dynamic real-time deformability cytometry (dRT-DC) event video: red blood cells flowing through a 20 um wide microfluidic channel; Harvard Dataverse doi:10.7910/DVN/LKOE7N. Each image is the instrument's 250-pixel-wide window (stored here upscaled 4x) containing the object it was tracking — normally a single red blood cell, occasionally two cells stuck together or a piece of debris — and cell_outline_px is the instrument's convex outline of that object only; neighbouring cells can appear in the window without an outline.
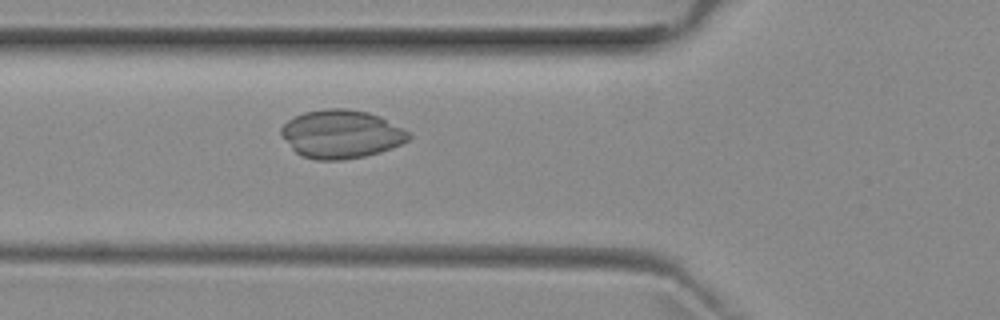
{"species": "common noctule bat (a hibernating species)", "species_latin": "Nyctalus noctula", "temperature_condition": "room temperature", "stored_images_in_passage": 53, "camera_frame_rate_fps": 3000, "um_per_image_px": 0.085, "animal": {"sex": "female", "body_mass_g": 29.2, "forearm_length_mm": 56.3}, "frame": {"image": 1, "passage_image": 19, "time_ms": 6.0, "image_size_px": [1000, 320], "cell_outline_px": [[412, 136], [408, 140], [392, 148], [380, 152], [364, 156], [340, 160], [316, 160], [304, 156], [296, 152], [280, 136], [280, 128], [288, 120], [304, 112], [324, 108], [348, 108], [368, 112], [380, 116], [404, 128]], "centroid_in_image_um": [29.0, 11.38], "position_along_channel_um": 96.8, "area_um2": 36.07}}
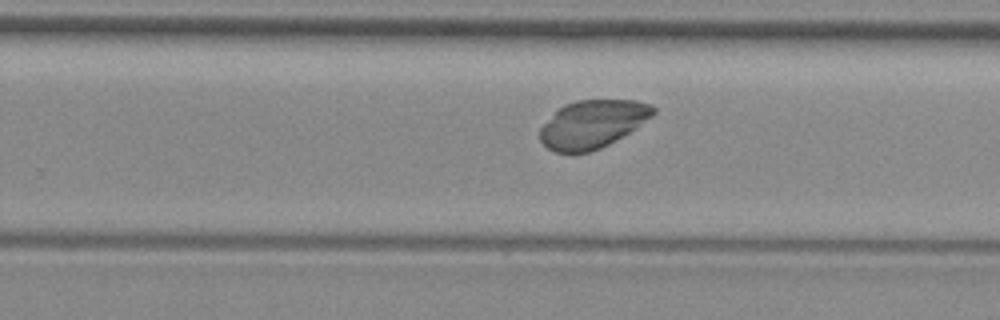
{"frame": {"image": 2, "passage_image": 33, "time_ms": 10.667, "image_size_px": [1000, 320], "cell_outline_px": [[656, 112], [652, 116], [628, 132], [608, 144], [600, 148], [588, 152], [556, 152], [548, 148], [540, 140], [540, 128], [564, 104], [576, 100], [632, 100], [652, 104], [656, 108]], "centroid_in_image_um": [50.37, 10.53], "position_along_channel_um": 279.4, "area_um2": 31.1}}
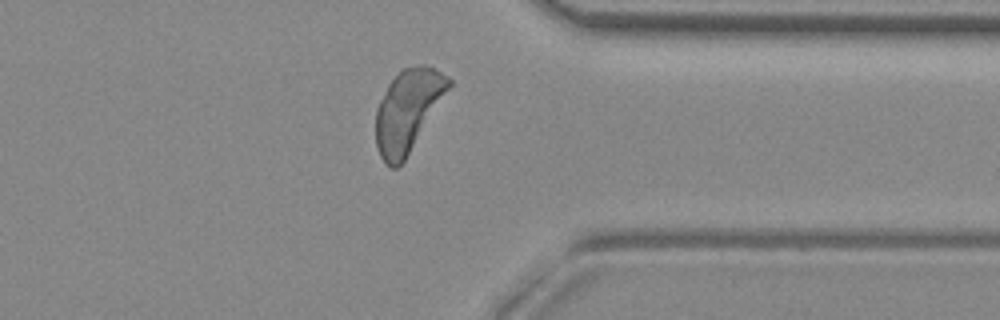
{"frame": {"image": 3, "passage_image": 41, "time_ms": 13.333, "image_size_px": [1000, 320], "cell_outline_px": [[452, 84], [404, 160], [396, 168], [392, 168], [380, 156], [376, 144], [376, 108], [388, 84], [404, 68], [420, 64], [424, 64], [448, 76], [452, 80]], "centroid_in_image_um": [34.66, 9.37], "position_along_channel_um": 376.7, "area_um2": 34.04}}